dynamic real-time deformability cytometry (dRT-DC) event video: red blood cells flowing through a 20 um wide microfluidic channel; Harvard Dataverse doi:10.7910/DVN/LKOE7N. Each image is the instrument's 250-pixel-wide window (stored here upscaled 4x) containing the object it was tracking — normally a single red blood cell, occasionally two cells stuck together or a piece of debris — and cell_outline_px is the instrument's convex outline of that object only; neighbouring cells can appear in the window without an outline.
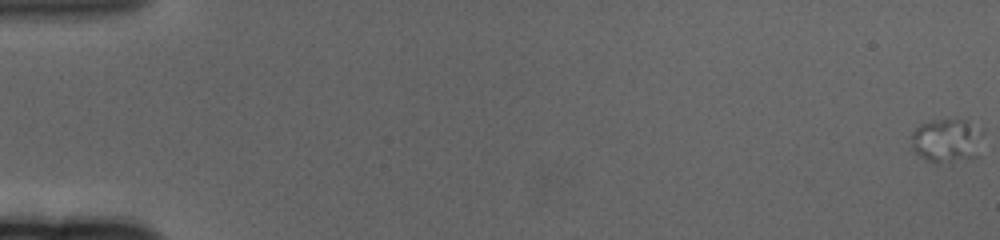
{"species": "human", "species_latin": "Homo sapiens", "temperature_condition": "cold", "stored_images_in_passage": 15, "camera_frame_rate_fps": 3000, "um_per_image_px": 0.085, "donor": {"sex": "female"}, "frame": {"image": 1, "passage_image": 1, "time_ms": 0.0, "image_size_px": [1000, 240], "cell_outline_px": [[984, 152], [980, 156], [936, 164], [920, 156], [912, 148], [908, 136], [920, 124], [932, 120], [968, 120], [984, 128]], "centroid_in_image_um": [80.57, 11.94], "position_along_channel_um": 4.4, "area_um2": 19.31}}